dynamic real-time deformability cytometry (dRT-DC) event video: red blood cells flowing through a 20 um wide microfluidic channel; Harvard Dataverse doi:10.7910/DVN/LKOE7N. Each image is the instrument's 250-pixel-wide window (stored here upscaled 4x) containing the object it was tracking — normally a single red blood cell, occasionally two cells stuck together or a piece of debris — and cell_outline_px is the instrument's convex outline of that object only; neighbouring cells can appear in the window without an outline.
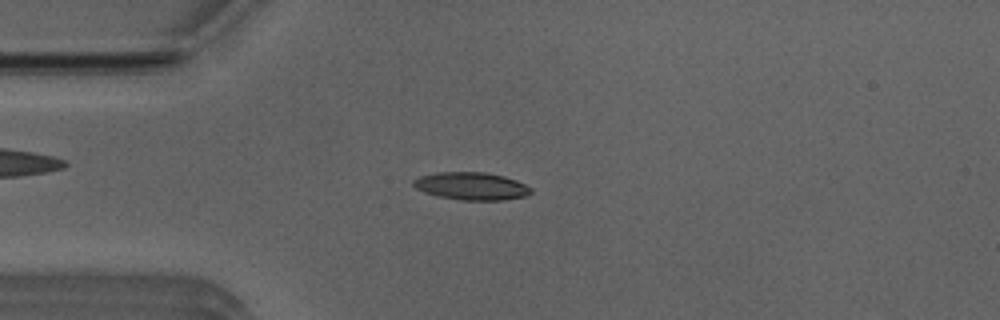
{"species": "Egyptian fruit bat (a non-hibernating species)", "species_latin": "Rousettus aegyptiacus", "temperature_condition": "room temperature", "stored_images_in_passage": 47, "camera_frame_rate_fps": 3000, "um_per_image_px": 0.085, "animal": {"sex": "male"}, "frame": {"image": 1, "passage_image": 12, "time_ms": 3.667, "image_size_px": [1000, 320], "cell_outline_px": [[532, 192], [528, 196], [504, 200], [460, 200], [436, 196], [424, 192], [416, 188], [412, 184], [412, 180], [420, 176], [436, 172], [484, 172], [504, 176], [516, 180], [532, 188]], "centroid_in_image_um": [40.07, 15.82], "position_along_channel_um": 44.9, "area_um2": 19.13}}
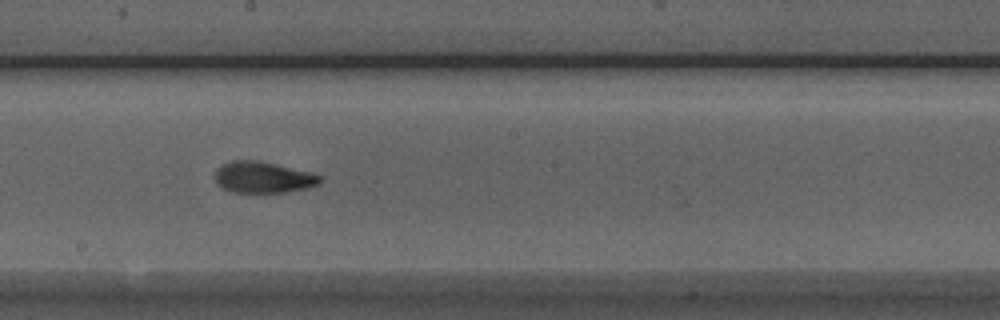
{"frame": {"image": 2, "passage_image": 27, "time_ms": 8.667, "image_size_px": [1000, 320], "cell_outline_px": [[320, 184], [308, 188], [284, 192], [232, 192], [220, 188], [216, 184], [216, 168], [232, 160], [256, 160], [276, 164], [312, 172], [320, 176]], "centroid_in_image_um": [22.35, 15.07], "position_along_channel_um": 225.9, "area_um2": 19.19}}
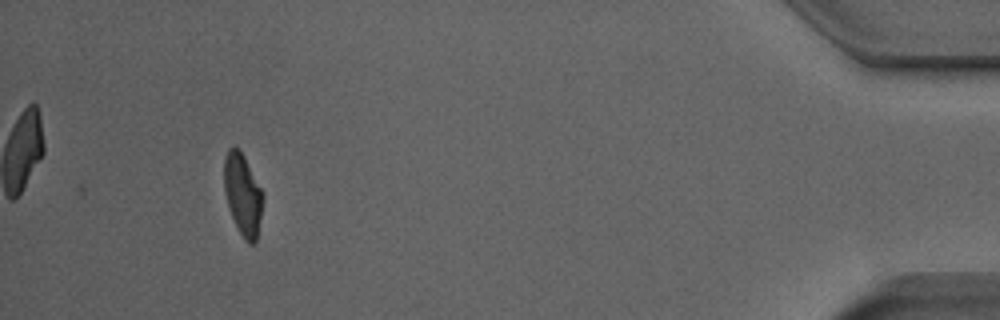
{"frame": {"image": 3, "passage_image": 47, "time_ms": 15.333, "image_size_px": [1000, 320], "cell_outline_px": [[264, 196], [256, 240], [252, 244], [248, 244], [244, 240], [232, 216], [224, 192], [224, 156], [228, 148], [236, 148], [244, 156], [264, 192]], "centroid_in_image_um": [20.64, 16.52], "position_along_channel_um": 414.6, "area_um2": 18.32}, "authors_computed_cell_mechanics": {"area_um2": 18.785, "velocity_mm_per_s": 3.9302, "shape_relaxation_time_tau1_ms": 4.073, "shape_relaxation_time_tau2_ms": 1.5639, "deformation_change_tau1": 0.1851, "deformation_change_tau2": 0.0791}}